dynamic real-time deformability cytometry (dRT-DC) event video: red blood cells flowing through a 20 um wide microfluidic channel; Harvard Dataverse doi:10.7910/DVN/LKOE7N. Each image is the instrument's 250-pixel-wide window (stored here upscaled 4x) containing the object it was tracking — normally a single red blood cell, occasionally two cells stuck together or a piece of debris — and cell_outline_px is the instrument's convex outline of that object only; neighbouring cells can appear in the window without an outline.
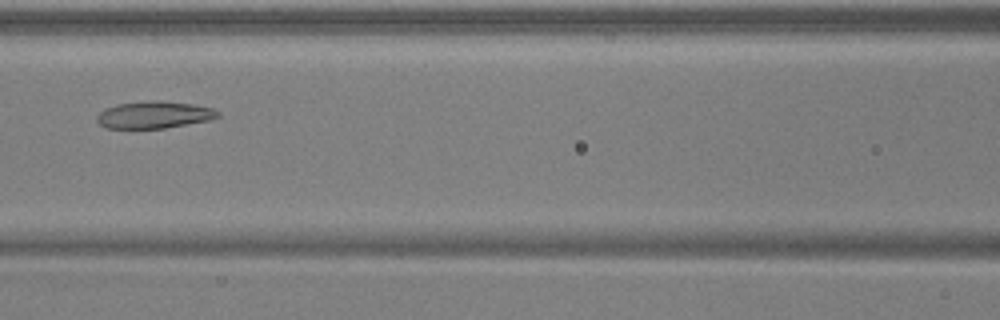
{"species": "common noctule bat (a hibernating species)", "species_latin": "Nyctalus noctula", "temperature_condition": "warm", "stored_images_in_passage": 47, "camera_frame_rate_fps": 3000, "um_per_image_px": 0.085, "animal": {"sex": "male", "body_mass_g": 17.9, "forearm_length_mm": 54.2}, "frame": {"image": 1, "passage_image": 19, "time_ms": 6.0, "image_size_px": [1000, 320], "cell_outline_px": [[220, 116], [208, 120], [164, 128], [108, 128], [100, 124], [96, 120], [96, 116], [104, 108], [116, 104], [152, 100], [160, 100], [192, 104], [212, 108], [220, 112]], "centroid_in_image_um": [13.08, 9.75], "position_along_channel_um": 153.5, "area_um2": 19.02}}
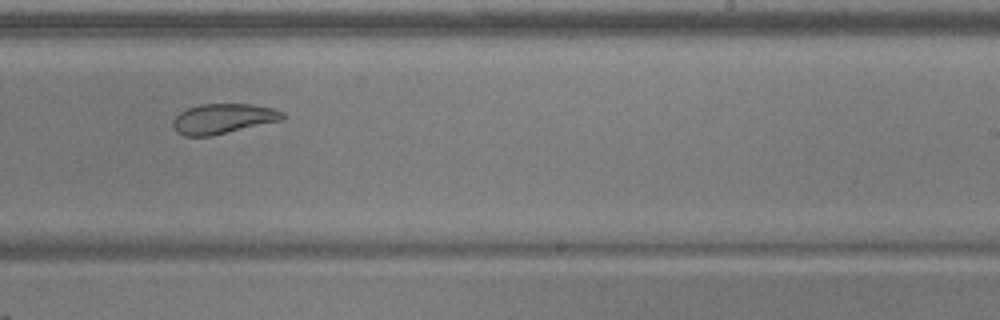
{"frame": {"image": 2, "passage_image": 28, "time_ms": 9.0, "image_size_px": [1000, 320], "cell_outline_px": [[284, 120], [212, 136], [184, 136], [176, 132], [172, 124], [172, 120], [180, 112], [188, 108], [200, 104], [252, 104], [272, 108], [284, 112]], "centroid_in_image_um": [18.97, 10.09], "position_along_channel_um": 270.0, "area_um2": 19.36}}
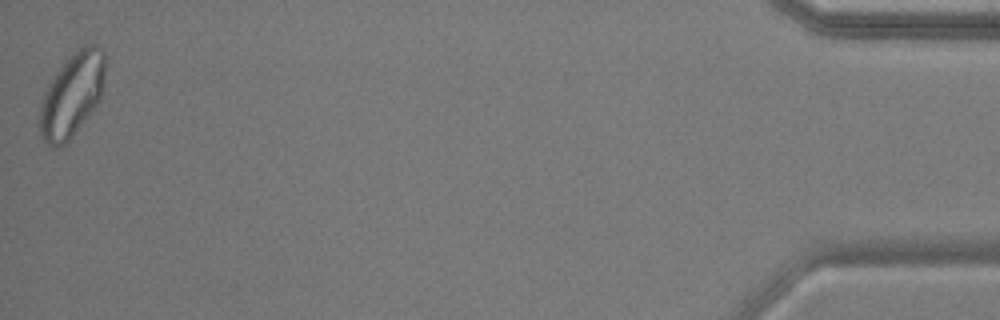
{"frame": {"image": 3, "passage_image": 47, "time_ms": 15.333, "image_size_px": [1000, 320], "cell_outline_px": [[104, 84], [100, 96], [96, 104], [68, 140], [64, 144], [56, 148], [48, 144], [40, 136], [36, 120], [44, 92], [48, 84], [56, 72], [84, 44], [96, 44], [104, 48]], "centroid_in_image_um": [6.08, 8.08], "position_along_channel_um": 429.1, "area_um2": 31.56}, "authors_computed_cell_mechanics": {"area_um2": 23.3512, "velocity_mm_per_s": 3.904, "shape_relaxation_time_tau1_ms": null, "shape_relaxation_time_tau2_ms": 1.6462, "deformation_change_tau1": null, "deformation_change_tau2": 0.0512}}